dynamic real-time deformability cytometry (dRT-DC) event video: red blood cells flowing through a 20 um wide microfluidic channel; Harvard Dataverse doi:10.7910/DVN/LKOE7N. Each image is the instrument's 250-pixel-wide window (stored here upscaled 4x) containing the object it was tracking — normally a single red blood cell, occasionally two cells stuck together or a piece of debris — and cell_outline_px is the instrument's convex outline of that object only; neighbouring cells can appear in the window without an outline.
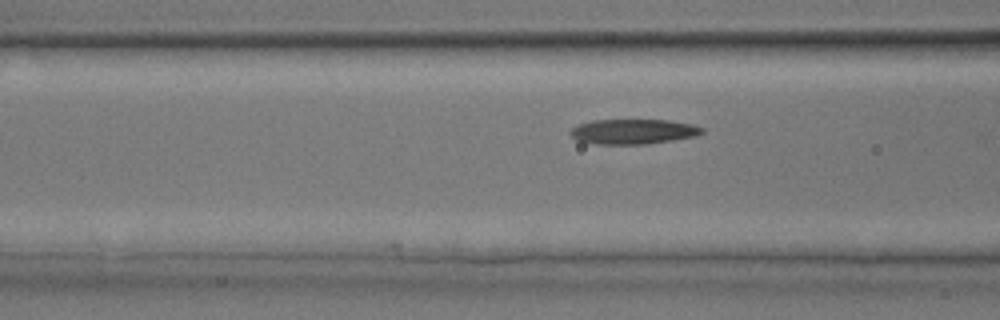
{"species": "common noctule bat (a hibernating species)", "species_latin": "Nyctalus noctula", "temperature_condition": "room temperature", "stored_images_in_passage": 5, "camera_frame_rate_fps": 3000, "um_per_image_px": 0.085, "animal": {"sex": "male", "body_mass_g": 17.9, "forearm_length_mm": 54.2}, "frame": {"image": 1, "passage_image": 5, "time_ms": 5.0, "image_size_px": [1000, 320], "cell_outline_px": [[704, 132], [696, 136], [648, 144], [596, 144], [576, 140], [568, 132], [572, 128], [580, 124], [592, 120], [668, 120], [692, 124], [704, 128]], "centroid_in_image_um": [53.83, 11.18], "position_along_channel_um": 112.8, "area_um2": 19.19}}